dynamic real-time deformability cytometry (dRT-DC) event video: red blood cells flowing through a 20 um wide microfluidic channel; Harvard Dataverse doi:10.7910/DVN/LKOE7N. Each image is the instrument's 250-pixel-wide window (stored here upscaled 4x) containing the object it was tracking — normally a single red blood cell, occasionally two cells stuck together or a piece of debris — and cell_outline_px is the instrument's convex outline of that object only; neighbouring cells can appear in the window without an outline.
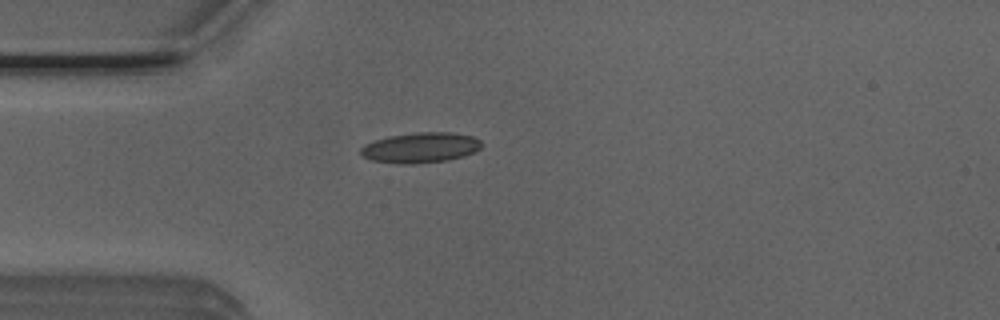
{"species": "Egyptian fruit bat (a non-hibernating species)", "species_latin": "Rousettus aegyptiacus", "temperature_condition": "room temperature", "stored_images_in_passage": 32, "camera_frame_rate_fps": 3000, "um_per_image_px": 0.085, "animal": {"sex": "male"}, "frame": {"image": 1, "passage_image": 1, "time_ms": 0.0, "image_size_px": [1000, 320], "cell_outline_px": [[480, 148], [476, 152], [464, 156], [448, 160], [412, 164], [396, 164], [372, 160], [364, 156], [360, 152], [360, 148], [364, 144], [388, 136], [416, 132], [452, 132], [472, 136], [480, 140]], "centroid_in_image_um": [35.75, 12.55], "position_along_channel_um": 49.3, "area_um2": 21.44}}
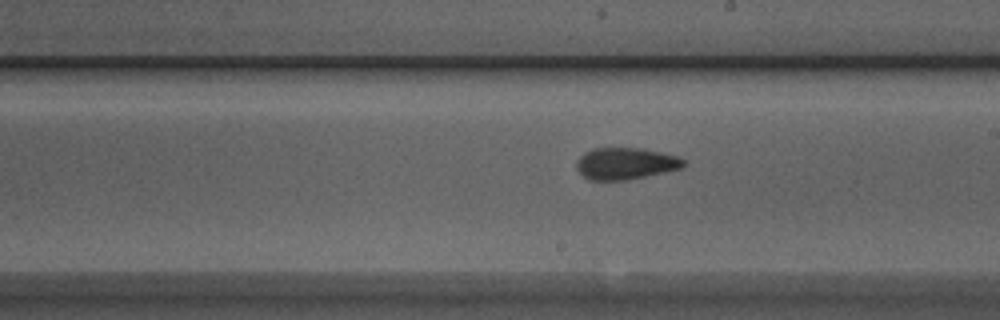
{"frame": {"image": 2, "passage_image": 16, "time_ms": 5.0, "image_size_px": [1000, 320], "cell_outline_px": [[684, 164], [680, 168], [664, 172], [628, 180], [588, 180], [576, 168], [576, 160], [584, 152], [592, 148], [644, 148], [676, 156], [684, 160]], "centroid_in_image_um": [53.12, 13.89], "position_along_channel_um": 235.9, "area_um2": 19.77}}
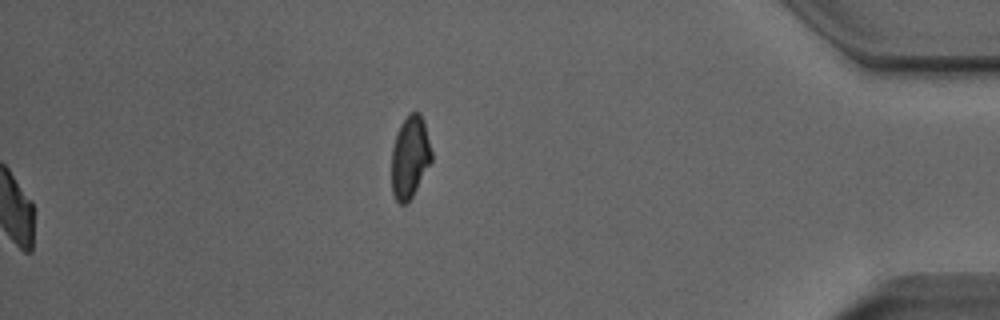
{"frame": {"image": 3, "passage_image": 32, "time_ms": 10.333, "image_size_px": [1000, 320], "cell_outline_px": [[432, 160], [412, 196], [404, 204], [400, 204], [396, 200], [392, 192], [392, 148], [400, 124], [408, 112], [420, 112], [424, 120], [432, 152]], "centroid_in_image_um": [34.85, 13.3], "position_along_channel_um": 400.4, "area_um2": 19.07}, "authors_computed_cell_mechanics": {"area_um2": 20.0277, "velocity_mm_per_s": 3.931, "shape_relaxation_time_tau1_ms": 6.8821, "shape_relaxation_time_tau2_ms": 2.0997, "deformation_change_tau1": 0.1602, "deformation_change_tau2": 0.0843}}